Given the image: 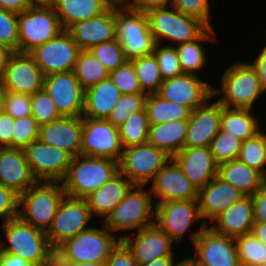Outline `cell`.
<instances>
[{"label": "cell", "mask_w": 266, "mask_h": 266, "mask_svg": "<svg viewBox=\"0 0 266 266\" xmlns=\"http://www.w3.org/2000/svg\"><path fill=\"white\" fill-rule=\"evenodd\" d=\"M187 131L188 119L150 125L147 142L173 157L184 148Z\"/></svg>", "instance_id": "obj_32"}, {"label": "cell", "mask_w": 266, "mask_h": 266, "mask_svg": "<svg viewBox=\"0 0 266 266\" xmlns=\"http://www.w3.org/2000/svg\"><path fill=\"white\" fill-rule=\"evenodd\" d=\"M3 95H4V89L2 88V85L0 83V116L4 112V108H3Z\"/></svg>", "instance_id": "obj_66"}, {"label": "cell", "mask_w": 266, "mask_h": 266, "mask_svg": "<svg viewBox=\"0 0 266 266\" xmlns=\"http://www.w3.org/2000/svg\"><path fill=\"white\" fill-rule=\"evenodd\" d=\"M146 16L155 43L162 42V38L179 44L190 42L207 29L198 19L186 16L171 6L151 10Z\"/></svg>", "instance_id": "obj_9"}, {"label": "cell", "mask_w": 266, "mask_h": 266, "mask_svg": "<svg viewBox=\"0 0 266 266\" xmlns=\"http://www.w3.org/2000/svg\"><path fill=\"white\" fill-rule=\"evenodd\" d=\"M215 32L213 28H207L197 39L178 44L177 49L179 61L183 73L195 74L206 63V53L199 41L213 40Z\"/></svg>", "instance_id": "obj_36"}, {"label": "cell", "mask_w": 266, "mask_h": 266, "mask_svg": "<svg viewBox=\"0 0 266 266\" xmlns=\"http://www.w3.org/2000/svg\"><path fill=\"white\" fill-rule=\"evenodd\" d=\"M195 245L198 266H240L235 237L220 234L203 221L200 230L190 235Z\"/></svg>", "instance_id": "obj_11"}, {"label": "cell", "mask_w": 266, "mask_h": 266, "mask_svg": "<svg viewBox=\"0 0 266 266\" xmlns=\"http://www.w3.org/2000/svg\"><path fill=\"white\" fill-rule=\"evenodd\" d=\"M109 78L122 94L144 93L140 87L133 63L127 60L109 73Z\"/></svg>", "instance_id": "obj_47"}, {"label": "cell", "mask_w": 266, "mask_h": 266, "mask_svg": "<svg viewBox=\"0 0 266 266\" xmlns=\"http://www.w3.org/2000/svg\"><path fill=\"white\" fill-rule=\"evenodd\" d=\"M223 98L218 102L227 108L251 109L254 101L265 90L256 71L249 63H236L222 75Z\"/></svg>", "instance_id": "obj_8"}, {"label": "cell", "mask_w": 266, "mask_h": 266, "mask_svg": "<svg viewBox=\"0 0 266 266\" xmlns=\"http://www.w3.org/2000/svg\"><path fill=\"white\" fill-rule=\"evenodd\" d=\"M207 103L209 101L191 111L184 147H209L219 132L221 104L218 101Z\"/></svg>", "instance_id": "obj_23"}, {"label": "cell", "mask_w": 266, "mask_h": 266, "mask_svg": "<svg viewBox=\"0 0 266 266\" xmlns=\"http://www.w3.org/2000/svg\"><path fill=\"white\" fill-rule=\"evenodd\" d=\"M92 217L86 199L65 196L46 233L50 246L55 250L65 240L89 229L86 225Z\"/></svg>", "instance_id": "obj_13"}, {"label": "cell", "mask_w": 266, "mask_h": 266, "mask_svg": "<svg viewBox=\"0 0 266 266\" xmlns=\"http://www.w3.org/2000/svg\"><path fill=\"white\" fill-rule=\"evenodd\" d=\"M240 266H266V245L252 233L235 237Z\"/></svg>", "instance_id": "obj_40"}, {"label": "cell", "mask_w": 266, "mask_h": 266, "mask_svg": "<svg viewBox=\"0 0 266 266\" xmlns=\"http://www.w3.org/2000/svg\"><path fill=\"white\" fill-rule=\"evenodd\" d=\"M15 119L3 112L0 116V148H12V133L14 130Z\"/></svg>", "instance_id": "obj_54"}, {"label": "cell", "mask_w": 266, "mask_h": 266, "mask_svg": "<svg viewBox=\"0 0 266 266\" xmlns=\"http://www.w3.org/2000/svg\"><path fill=\"white\" fill-rule=\"evenodd\" d=\"M111 6H129L130 1L128 0H106ZM125 4V5H124Z\"/></svg>", "instance_id": "obj_65"}, {"label": "cell", "mask_w": 266, "mask_h": 266, "mask_svg": "<svg viewBox=\"0 0 266 266\" xmlns=\"http://www.w3.org/2000/svg\"><path fill=\"white\" fill-rule=\"evenodd\" d=\"M31 110V116L40 126L62 117L53 99L44 89L31 95Z\"/></svg>", "instance_id": "obj_45"}, {"label": "cell", "mask_w": 266, "mask_h": 266, "mask_svg": "<svg viewBox=\"0 0 266 266\" xmlns=\"http://www.w3.org/2000/svg\"><path fill=\"white\" fill-rule=\"evenodd\" d=\"M121 95L110 78L86 89L82 117L107 119Z\"/></svg>", "instance_id": "obj_30"}, {"label": "cell", "mask_w": 266, "mask_h": 266, "mask_svg": "<svg viewBox=\"0 0 266 266\" xmlns=\"http://www.w3.org/2000/svg\"><path fill=\"white\" fill-rule=\"evenodd\" d=\"M32 3L30 0H0V8L16 14H20L28 9Z\"/></svg>", "instance_id": "obj_58"}, {"label": "cell", "mask_w": 266, "mask_h": 266, "mask_svg": "<svg viewBox=\"0 0 266 266\" xmlns=\"http://www.w3.org/2000/svg\"><path fill=\"white\" fill-rule=\"evenodd\" d=\"M119 172L118 161L78 155L61 181L66 196L85 199Z\"/></svg>", "instance_id": "obj_1"}, {"label": "cell", "mask_w": 266, "mask_h": 266, "mask_svg": "<svg viewBox=\"0 0 266 266\" xmlns=\"http://www.w3.org/2000/svg\"><path fill=\"white\" fill-rule=\"evenodd\" d=\"M109 71L88 50H81L77 56L74 74L84 90L109 78Z\"/></svg>", "instance_id": "obj_37"}, {"label": "cell", "mask_w": 266, "mask_h": 266, "mask_svg": "<svg viewBox=\"0 0 266 266\" xmlns=\"http://www.w3.org/2000/svg\"><path fill=\"white\" fill-rule=\"evenodd\" d=\"M32 4H50L52 0H30Z\"/></svg>", "instance_id": "obj_68"}, {"label": "cell", "mask_w": 266, "mask_h": 266, "mask_svg": "<svg viewBox=\"0 0 266 266\" xmlns=\"http://www.w3.org/2000/svg\"><path fill=\"white\" fill-rule=\"evenodd\" d=\"M150 125L189 119L191 110L181 104L170 102L158 94H148L145 107Z\"/></svg>", "instance_id": "obj_35"}, {"label": "cell", "mask_w": 266, "mask_h": 266, "mask_svg": "<svg viewBox=\"0 0 266 266\" xmlns=\"http://www.w3.org/2000/svg\"><path fill=\"white\" fill-rule=\"evenodd\" d=\"M147 96L146 93L122 94L106 120L115 127L121 126L135 112L145 110Z\"/></svg>", "instance_id": "obj_43"}, {"label": "cell", "mask_w": 266, "mask_h": 266, "mask_svg": "<svg viewBox=\"0 0 266 266\" xmlns=\"http://www.w3.org/2000/svg\"><path fill=\"white\" fill-rule=\"evenodd\" d=\"M80 50L116 38L115 6H110L101 15L73 24L67 30Z\"/></svg>", "instance_id": "obj_25"}, {"label": "cell", "mask_w": 266, "mask_h": 266, "mask_svg": "<svg viewBox=\"0 0 266 266\" xmlns=\"http://www.w3.org/2000/svg\"><path fill=\"white\" fill-rule=\"evenodd\" d=\"M217 176L245 196H252L263 186V175L238 159L218 165Z\"/></svg>", "instance_id": "obj_33"}, {"label": "cell", "mask_w": 266, "mask_h": 266, "mask_svg": "<svg viewBox=\"0 0 266 266\" xmlns=\"http://www.w3.org/2000/svg\"><path fill=\"white\" fill-rule=\"evenodd\" d=\"M168 5H170V0H131L128 7L147 13L154 9L167 7Z\"/></svg>", "instance_id": "obj_56"}, {"label": "cell", "mask_w": 266, "mask_h": 266, "mask_svg": "<svg viewBox=\"0 0 266 266\" xmlns=\"http://www.w3.org/2000/svg\"><path fill=\"white\" fill-rule=\"evenodd\" d=\"M83 117L62 116L40 126L39 139L53 147L66 151L73 157L80 155Z\"/></svg>", "instance_id": "obj_22"}, {"label": "cell", "mask_w": 266, "mask_h": 266, "mask_svg": "<svg viewBox=\"0 0 266 266\" xmlns=\"http://www.w3.org/2000/svg\"><path fill=\"white\" fill-rule=\"evenodd\" d=\"M0 45L19 52L18 14L0 8Z\"/></svg>", "instance_id": "obj_49"}, {"label": "cell", "mask_w": 266, "mask_h": 266, "mask_svg": "<svg viewBox=\"0 0 266 266\" xmlns=\"http://www.w3.org/2000/svg\"><path fill=\"white\" fill-rule=\"evenodd\" d=\"M172 159L198 190L217 176L218 165L209 147H184Z\"/></svg>", "instance_id": "obj_24"}, {"label": "cell", "mask_w": 266, "mask_h": 266, "mask_svg": "<svg viewBox=\"0 0 266 266\" xmlns=\"http://www.w3.org/2000/svg\"><path fill=\"white\" fill-rule=\"evenodd\" d=\"M3 108L14 119L31 116V95L4 91Z\"/></svg>", "instance_id": "obj_51"}, {"label": "cell", "mask_w": 266, "mask_h": 266, "mask_svg": "<svg viewBox=\"0 0 266 266\" xmlns=\"http://www.w3.org/2000/svg\"><path fill=\"white\" fill-rule=\"evenodd\" d=\"M51 4L64 30L101 15L111 6L106 0H52Z\"/></svg>", "instance_id": "obj_31"}, {"label": "cell", "mask_w": 266, "mask_h": 266, "mask_svg": "<svg viewBox=\"0 0 266 266\" xmlns=\"http://www.w3.org/2000/svg\"><path fill=\"white\" fill-rule=\"evenodd\" d=\"M238 160L250 168L266 174V134L259 132L254 137L242 142Z\"/></svg>", "instance_id": "obj_41"}, {"label": "cell", "mask_w": 266, "mask_h": 266, "mask_svg": "<svg viewBox=\"0 0 266 266\" xmlns=\"http://www.w3.org/2000/svg\"><path fill=\"white\" fill-rule=\"evenodd\" d=\"M61 182L37 181L19 195L18 217L47 233L66 193Z\"/></svg>", "instance_id": "obj_3"}, {"label": "cell", "mask_w": 266, "mask_h": 266, "mask_svg": "<svg viewBox=\"0 0 266 266\" xmlns=\"http://www.w3.org/2000/svg\"><path fill=\"white\" fill-rule=\"evenodd\" d=\"M219 93V89L202 81L198 75L182 73L164 79L156 94L164 100L184 105L192 111Z\"/></svg>", "instance_id": "obj_16"}, {"label": "cell", "mask_w": 266, "mask_h": 266, "mask_svg": "<svg viewBox=\"0 0 266 266\" xmlns=\"http://www.w3.org/2000/svg\"><path fill=\"white\" fill-rule=\"evenodd\" d=\"M119 239L131 250L138 266L157 258L174 257L171 250L174 241L156 224L138 231L134 240L122 234Z\"/></svg>", "instance_id": "obj_21"}, {"label": "cell", "mask_w": 266, "mask_h": 266, "mask_svg": "<svg viewBox=\"0 0 266 266\" xmlns=\"http://www.w3.org/2000/svg\"><path fill=\"white\" fill-rule=\"evenodd\" d=\"M18 29L21 53H29L64 30L51 3L32 4L18 14Z\"/></svg>", "instance_id": "obj_6"}, {"label": "cell", "mask_w": 266, "mask_h": 266, "mask_svg": "<svg viewBox=\"0 0 266 266\" xmlns=\"http://www.w3.org/2000/svg\"><path fill=\"white\" fill-rule=\"evenodd\" d=\"M171 158L164 150L148 142L130 146L122 151L119 172L134 185L145 186Z\"/></svg>", "instance_id": "obj_10"}, {"label": "cell", "mask_w": 266, "mask_h": 266, "mask_svg": "<svg viewBox=\"0 0 266 266\" xmlns=\"http://www.w3.org/2000/svg\"><path fill=\"white\" fill-rule=\"evenodd\" d=\"M107 227H91L79 232L75 237L65 240L54 250L56 260L73 262L105 263L112 249L120 239L110 233Z\"/></svg>", "instance_id": "obj_4"}, {"label": "cell", "mask_w": 266, "mask_h": 266, "mask_svg": "<svg viewBox=\"0 0 266 266\" xmlns=\"http://www.w3.org/2000/svg\"><path fill=\"white\" fill-rule=\"evenodd\" d=\"M43 89L53 99L62 116L81 117L83 115L85 90L74 71L44 76Z\"/></svg>", "instance_id": "obj_17"}, {"label": "cell", "mask_w": 266, "mask_h": 266, "mask_svg": "<svg viewBox=\"0 0 266 266\" xmlns=\"http://www.w3.org/2000/svg\"><path fill=\"white\" fill-rule=\"evenodd\" d=\"M134 186L122 173L118 172L108 182L85 198L91 214L105 216L106 219Z\"/></svg>", "instance_id": "obj_28"}, {"label": "cell", "mask_w": 266, "mask_h": 266, "mask_svg": "<svg viewBox=\"0 0 266 266\" xmlns=\"http://www.w3.org/2000/svg\"><path fill=\"white\" fill-rule=\"evenodd\" d=\"M80 51L72 35L67 30H63L57 37L35 47L29 54L46 76L52 73L74 71Z\"/></svg>", "instance_id": "obj_15"}, {"label": "cell", "mask_w": 266, "mask_h": 266, "mask_svg": "<svg viewBox=\"0 0 266 266\" xmlns=\"http://www.w3.org/2000/svg\"><path fill=\"white\" fill-rule=\"evenodd\" d=\"M44 75L29 53L13 52L0 83L4 91L33 95L43 89Z\"/></svg>", "instance_id": "obj_18"}, {"label": "cell", "mask_w": 266, "mask_h": 266, "mask_svg": "<svg viewBox=\"0 0 266 266\" xmlns=\"http://www.w3.org/2000/svg\"><path fill=\"white\" fill-rule=\"evenodd\" d=\"M251 233L264 245H266V223L254 222V224L252 225Z\"/></svg>", "instance_id": "obj_60"}, {"label": "cell", "mask_w": 266, "mask_h": 266, "mask_svg": "<svg viewBox=\"0 0 266 266\" xmlns=\"http://www.w3.org/2000/svg\"><path fill=\"white\" fill-rule=\"evenodd\" d=\"M31 173L37 181L61 182L73 156L57 147L34 140L23 149Z\"/></svg>", "instance_id": "obj_12"}, {"label": "cell", "mask_w": 266, "mask_h": 266, "mask_svg": "<svg viewBox=\"0 0 266 266\" xmlns=\"http://www.w3.org/2000/svg\"><path fill=\"white\" fill-rule=\"evenodd\" d=\"M174 257L157 258L141 266H172Z\"/></svg>", "instance_id": "obj_63"}, {"label": "cell", "mask_w": 266, "mask_h": 266, "mask_svg": "<svg viewBox=\"0 0 266 266\" xmlns=\"http://www.w3.org/2000/svg\"><path fill=\"white\" fill-rule=\"evenodd\" d=\"M254 222L266 223V189L262 186L252 196Z\"/></svg>", "instance_id": "obj_55"}, {"label": "cell", "mask_w": 266, "mask_h": 266, "mask_svg": "<svg viewBox=\"0 0 266 266\" xmlns=\"http://www.w3.org/2000/svg\"><path fill=\"white\" fill-rule=\"evenodd\" d=\"M144 186L135 185L127 196L111 211L105 219V227L114 231L139 229L155 224L152 195L143 190ZM154 213V214H153Z\"/></svg>", "instance_id": "obj_7"}, {"label": "cell", "mask_w": 266, "mask_h": 266, "mask_svg": "<svg viewBox=\"0 0 266 266\" xmlns=\"http://www.w3.org/2000/svg\"><path fill=\"white\" fill-rule=\"evenodd\" d=\"M19 194L0 184V217L2 223L18 216Z\"/></svg>", "instance_id": "obj_52"}, {"label": "cell", "mask_w": 266, "mask_h": 266, "mask_svg": "<svg viewBox=\"0 0 266 266\" xmlns=\"http://www.w3.org/2000/svg\"><path fill=\"white\" fill-rule=\"evenodd\" d=\"M106 266H138L136 260L127 247V245L120 240L118 244L112 249L109 257L105 262Z\"/></svg>", "instance_id": "obj_53"}, {"label": "cell", "mask_w": 266, "mask_h": 266, "mask_svg": "<svg viewBox=\"0 0 266 266\" xmlns=\"http://www.w3.org/2000/svg\"><path fill=\"white\" fill-rule=\"evenodd\" d=\"M35 266H59V264L56 261V259L53 257L48 262L41 264V265H35Z\"/></svg>", "instance_id": "obj_67"}, {"label": "cell", "mask_w": 266, "mask_h": 266, "mask_svg": "<svg viewBox=\"0 0 266 266\" xmlns=\"http://www.w3.org/2000/svg\"><path fill=\"white\" fill-rule=\"evenodd\" d=\"M88 51L96 57L109 72L116 70L127 61L122 45L117 38L99 43L91 47Z\"/></svg>", "instance_id": "obj_44"}, {"label": "cell", "mask_w": 266, "mask_h": 266, "mask_svg": "<svg viewBox=\"0 0 266 266\" xmlns=\"http://www.w3.org/2000/svg\"><path fill=\"white\" fill-rule=\"evenodd\" d=\"M160 44H155L153 54L158 61L159 71L163 80L181 75L183 70L175 46H161Z\"/></svg>", "instance_id": "obj_46"}, {"label": "cell", "mask_w": 266, "mask_h": 266, "mask_svg": "<svg viewBox=\"0 0 266 266\" xmlns=\"http://www.w3.org/2000/svg\"><path fill=\"white\" fill-rule=\"evenodd\" d=\"M149 190L151 195L160 198L156 204L198 199V189L183 173L178 164L171 158L155 175Z\"/></svg>", "instance_id": "obj_20"}, {"label": "cell", "mask_w": 266, "mask_h": 266, "mask_svg": "<svg viewBox=\"0 0 266 266\" xmlns=\"http://www.w3.org/2000/svg\"><path fill=\"white\" fill-rule=\"evenodd\" d=\"M242 142V140L230 132H225L220 129L209 146L216 164L220 165L225 162L237 160Z\"/></svg>", "instance_id": "obj_42"}, {"label": "cell", "mask_w": 266, "mask_h": 266, "mask_svg": "<svg viewBox=\"0 0 266 266\" xmlns=\"http://www.w3.org/2000/svg\"><path fill=\"white\" fill-rule=\"evenodd\" d=\"M155 224L173 241L181 240L195 222L202 219L198 200H176L155 204Z\"/></svg>", "instance_id": "obj_19"}, {"label": "cell", "mask_w": 266, "mask_h": 266, "mask_svg": "<svg viewBox=\"0 0 266 266\" xmlns=\"http://www.w3.org/2000/svg\"><path fill=\"white\" fill-rule=\"evenodd\" d=\"M59 266H106L105 263L98 262H73L70 260H56Z\"/></svg>", "instance_id": "obj_62"}, {"label": "cell", "mask_w": 266, "mask_h": 266, "mask_svg": "<svg viewBox=\"0 0 266 266\" xmlns=\"http://www.w3.org/2000/svg\"><path fill=\"white\" fill-rule=\"evenodd\" d=\"M123 145L118 127L106 119L83 117L81 155L120 160Z\"/></svg>", "instance_id": "obj_14"}, {"label": "cell", "mask_w": 266, "mask_h": 266, "mask_svg": "<svg viewBox=\"0 0 266 266\" xmlns=\"http://www.w3.org/2000/svg\"><path fill=\"white\" fill-rule=\"evenodd\" d=\"M260 80L262 88L266 91V45L257 56L254 63H249Z\"/></svg>", "instance_id": "obj_57"}, {"label": "cell", "mask_w": 266, "mask_h": 266, "mask_svg": "<svg viewBox=\"0 0 266 266\" xmlns=\"http://www.w3.org/2000/svg\"><path fill=\"white\" fill-rule=\"evenodd\" d=\"M245 195L237 188L216 176L198 191V204L202 220L213 221Z\"/></svg>", "instance_id": "obj_26"}, {"label": "cell", "mask_w": 266, "mask_h": 266, "mask_svg": "<svg viewBox=\"0 0 266 266\" xmlns=\"http://www.w3.org/2000/svg\"><path fill=\"white\" fill-rule=\"evenodd\" d=\"M9 246L0 244V251L23 258L32 266L48 262L54 256L46 232L36 229L18 216L2 224Z\"/></svg>", "instance_id": "obj_2"}, {"label": "cell", "mask_w": 266, "mask_h": 266, "mask_svg": "<svg viewBox=\"0 0 266 266\" xmlns=\"http://www.w3.org/2000/svg\"><path fill=\"white\" fill-rule=\"evenodd\" d=\"M37 180L31 173L23 149L0 148V184L22 194Z\"/></svg>", "instance_id": "obj_27"}, {"label": "cell", "mask_w": 266, "mask_h": 266, "mask_svg": "<svg viewBox=\"0 0 266 266\" xmlns=\"http://www.w3.org/2000/svg\"><path fill=\"white\" fill-rule=\"evenodd\" d=\"M263 187L266 189V174L263 176Z\"/></svg>", "instance_id": "obj_69"}, {"label": "cell", "mask_w": 266, "mask_h": 266, "mask_svg": "<svg viewBox=\"0 0 266 266\" xmlns=\"http://www.w3.org/2000/svg\"><path fill=\"white\" fill-rule=\"evenodd\" d=\"M150 122L146 109L135 112L118 127L124 148L147 143Z\"/></svg>", "instance_id": "obj_38"}, {"label": "cell", "mask_w": 266, "mask_h": 266, "mask_svg": "<svg viewBox=\"0 0 266 266\" xmlns=\"http://www.w3.org/2000/svg\"><path fill=\"white\" fill-rule=\"evenodd\" d=\"M12 53L7 47L0 45V80L4 75L8 59Z\"/></svg>", "instance_id": "obj_61"}, {"label": "cell", "mask_w": 266, "mask_h": 266, "mask_svg": "<svg viewBox=\"0 0 266 266\" xmlns=\"http://www.w3.org/2000/svg\"><path fill=\"white\" fill-rule=\"evenodd\" d=\"M115 29L127 60L153 54L156 43L146 13L115 6Z\"/></svg>", "instance_id": "obj_5"}, {"label": "cell", "mask_w": 266, "mask_h": 266, "mask_svg": "<svg viewBox=\"0 0 266 266\" xmlns=\"http://www.w3.org/2000/svg\"><path fill=\"white\" fill-rule=\"evenodd\" d=\"M172 266H198V264L196 263L195 259L192 258H184L180 263L174 265V262L172 264Z\"/></svg>", "instance_id": "obj_64"}, {"label": "cell", "mask_w": 266, "mask_h": 266, "mask_svg": "<svg viewBox=\"0 0 266 266\" xmlns=\"http://www.w3.org/2000/svg\"><path fill=\"white\" fill-rule=\"evenodd\" d=\"M209 0H170L171 7L177 9L180 13L198 19L207 28H212L210 25V7Z\"/></svg>", "instance_id": "obj_50"}, {"label": "cell", "mask_w": 266, "mask_h": 266, "mask_svg": "<svg viewBox=\"0 0 266 266\" xmlns=\"http://www.w3.org/2000/svg\"><path fill=\"white\" fill-rule=\"evenodd\" d=\"M211 228L227 236L237 237L251 233L254 224L253 200L245 196L240 201L231 205L227 210L217 216Z\"/></svg>", "instance_id": "obj_29"}, {"label": "cell", "mask_w": 266, "mask_h": 266, "mask_svg": "<svg viewBox=\"0 0 266 266\" xmlns=\"http://www.w3.org/2000/svg\"><path fill=\"white\" fill-rule=\"evenodd\" d=\"M0 266H32V265L19 256L2 253L0 251Z\"/></svg>", "instance_id": "obj_59"}, {"label": "cell", "mask_w": 266, "mask_h": 266, "mask_svg": "<svg viewBox=\"0 0 266 266\" xmlns=\"http://www.w3.org/2000/svg\"><path fill=\"white\" fill-rule=\"evenodd\" d=\"M40 125L32 116L15 119L12 133V148L24 149L39 139Z\"/></svg>", "instance_id": "obj_48"}, {"label": "cell", "mask_w": 266, "mask_h": 266, "mask_svg": "<svg viewBox=\"0 0 266 266\" xmlns=\"http://www.w3.org/2000/svg\"><path fill=\"white\" fill-rule=\"evenodd\" d=\"M220 129L230 132L242 141L250 139L260 131L258 120L250 109L227 108L221 105Z\"/></svg>", "instance_id": "obj_34"}, {"label": "cell", "mask_w": 266, "mask_h": 266, "mask_svg": "<svg viewBox=\"0 0 266 266\" xmlns=\"http://www.w3.org/2000/svg\"><path fill=\"white\" fill-rule=\"evenodd\" d=\"M130 61L133 63L142 91L146 94L157 93L163 78L161 77L155 55L150 54Z\"/></svg>", "instance_id": "obj_39"}]
</instances>
